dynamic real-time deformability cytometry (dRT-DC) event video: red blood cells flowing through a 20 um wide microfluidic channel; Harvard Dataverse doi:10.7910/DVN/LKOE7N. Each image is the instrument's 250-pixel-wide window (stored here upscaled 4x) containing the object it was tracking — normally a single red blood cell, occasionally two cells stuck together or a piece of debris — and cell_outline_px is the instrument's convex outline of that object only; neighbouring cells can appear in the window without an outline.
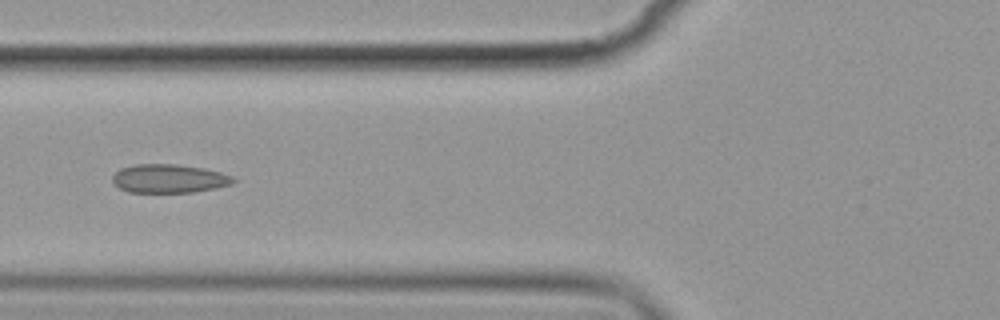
{"species": "common noctule bat (a hibernating species)", "species_latin": "Nyctalus noctula", "temperature_condition": "cold", "stored_images_in_passage": 7, "camera_frame_rate_fps": 3000, "um_per_image_px": 0.085, "animal": {"sex": "female", "body_mass_g": 19.9}, "frame": {"image": 1, "passage_image": 6, "time_ms": 5.667, "image_size_px": [1000, 320], "cell_outline_px": [[236, 180], [232, 184], [216, 188], [192, 192], [128, 192], [120, 188], [112, 180], [112, 176], [120, 168], [136, 164], [176, 164], [204, 168], [220, 172], [232, 176]], "centroid_in_image_um": [14.38, 15.17], "position_along_channel_um": 111.4, "area_um2": 20.11}}
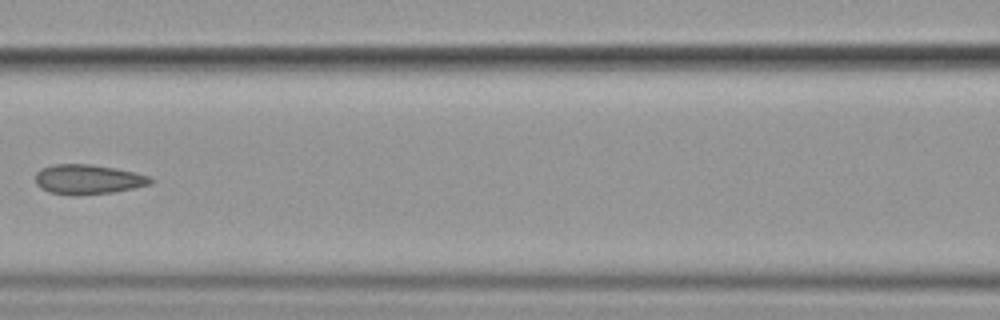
{"frame": {"image": 2, "passage_image": 7, "time_ms": 7.0, "image_size_px": [1000, 320], "cell_outline_px": [[156, 180], [152, 184], [112, 192], [76, 196], [72, 196], [48, 192], [40, 188], [36, 184], [36, 172], [40, 168], [52, 164], [88, 164], [116, 168], [148, 176]], "centroid_in_image_um": [7.44, 15.25], "position_along_channel_um": 159.2, "area_um2": 20.11}}